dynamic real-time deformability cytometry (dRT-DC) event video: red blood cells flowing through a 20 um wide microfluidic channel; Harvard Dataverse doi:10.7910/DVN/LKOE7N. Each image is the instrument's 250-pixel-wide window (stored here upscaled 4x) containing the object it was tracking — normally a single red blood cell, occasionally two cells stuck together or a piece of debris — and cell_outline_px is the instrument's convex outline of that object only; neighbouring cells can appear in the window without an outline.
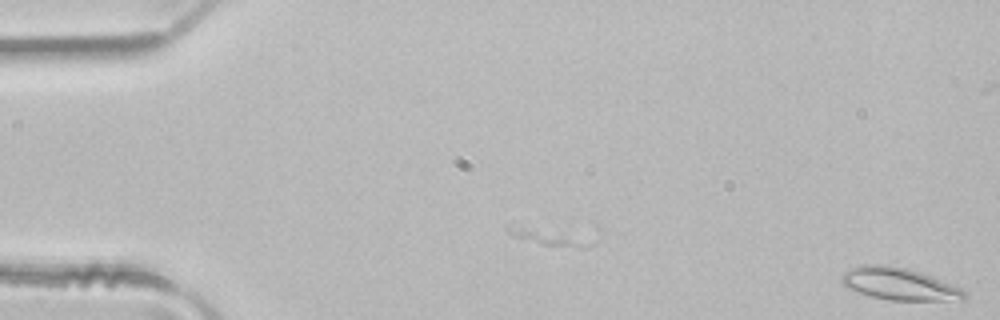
{"species": "common noctule bat (a hibernating species)", "species_latin": "Nyctalus noctula", "temperature_condition": "room temperature", "stored_images_in_passage": 2, "camera_frame_rate_fps": 3000, "um_per_image_px": 0.085, "animal": {"sex": "male", "body_mass_g": 21.5, "forearm_length_mm": 52.0}, "frame": {"image": 1, "passage_image": 2, "time_ms": 0.333, "image_size_px": [1000, 320], "cell_outline_px": [[964, 300], [888, 300], [868, 296], [856, 292], [848, 288], [840, 280], [840, 276], [844, 272], [852, 268], [864, 264], [884, 264], [908, 268], [932, 276], [960, 288], [964, 292]], "centroid_in_image_um": [76.37, 24.13], "position_along_channel_um": 8.6, "area_um2": 23.0}}